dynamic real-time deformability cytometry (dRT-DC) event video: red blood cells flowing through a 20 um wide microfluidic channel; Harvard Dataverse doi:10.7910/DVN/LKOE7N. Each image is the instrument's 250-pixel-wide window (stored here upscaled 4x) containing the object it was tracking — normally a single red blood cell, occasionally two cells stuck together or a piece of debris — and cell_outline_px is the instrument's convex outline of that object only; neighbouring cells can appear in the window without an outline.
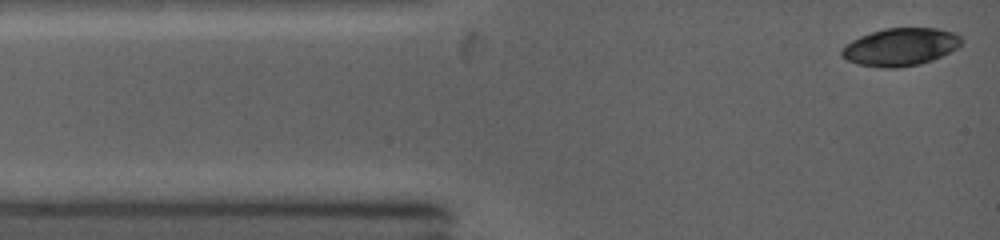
{"species": "common noctule bat (a hibernating species)", "species_latin": "Nyctalus noctula", "temperature_condition": "warm", "stored_images_in_passage": 2, "camera_frame_rate_fps": 5000, "um_per_image_px": 0.085, "animal": {"sex": "female", "body_mass_g": 19.0, "forearm_length_mm": 53.3}, "frame": {"image": 1, "passage_image": 1, "time_ms": 0.0, "image_size_px": [1000, 240], "cell_outline_px": [[964, 40], [956, 48], [932, 60], [916, 64], [860, 64], [848, 60], [840, 56], [840, 52], [852, 40], [860, 36], [872, 32], [888, 28], [936, 28], [952, 32], [960, 36]], "centroid_in_image_um": [76.58, 3.92], "position_along_channel_um": 8.4, "area_um2": 24.85}}